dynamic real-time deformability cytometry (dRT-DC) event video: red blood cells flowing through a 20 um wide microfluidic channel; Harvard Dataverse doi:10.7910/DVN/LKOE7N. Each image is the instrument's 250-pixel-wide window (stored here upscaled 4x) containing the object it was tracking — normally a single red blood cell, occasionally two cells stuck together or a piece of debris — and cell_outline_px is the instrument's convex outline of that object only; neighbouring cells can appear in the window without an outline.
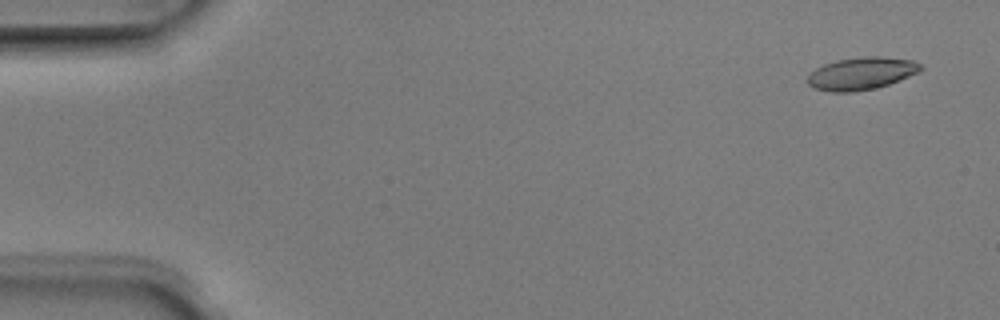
{"species": "Egyptian fruit bat (a non-hibernating species)", "species_latin": "Rousettus aegyptiacus", "temperature_condition": "room temperature", "stored_images_in_passage": 6, "camera_frame_rate_fps": 3000, "um_per_image_px": 0.085, "animal": {"sex": "male"}, "frame": {"image": 1, "passage_image": 1, "time_ms": 0.0, "image_size_px": [1000, 320], "cell_outline_px": [[924, 68], [920, 72], [888, 84], [876, 88], [852, 92], [828, 92], [812, 88], [808, 84], [808, 76], [816, 68], [824, 64], [836, 60], [864, 56], [880, 56], [912, 60], [920, 64]], "centroid_in_image_um": [73.21, 6.25], "position_along_channel_um": 11.8, "area_um2": 21.5}}
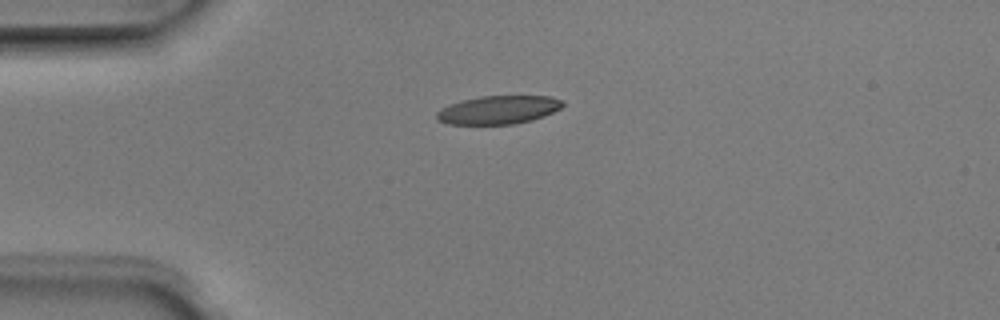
{"frame": {"image": 2, "passage_image": 4, "time_ms": 1.0, "image_size_px": [1000, 320], "cell_outline_px": [[564, 104], [560, 108], [544, 116], [532, 120], [516, 124], [448, 124], [436, 120], [436, 112], [440, 108], [464, 100], [480, 96], [552, 96], [564, 100]], "centroid_in_image_um": [42.38, 9.34], "position_along_channel_um": 42.6, "area_um2": 20.87}}
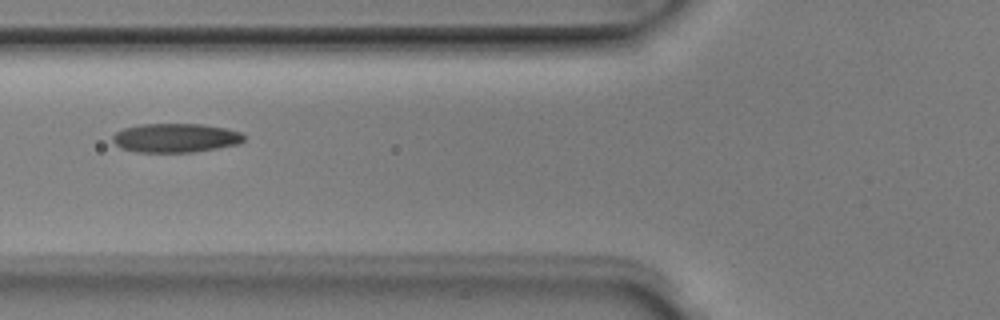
{"frame": {"image": 3, "passage_image": 6, "time_ms": 1.667, "image_size_px": [1000, 320], "cell_outline_px": [[244, 140], [240, 144], [192, 152], [136, 152], [120, 148], [112, 140], [112, 136], [116, 132], [124, 128], [140, 124], [204, 124], [228, 128], [240, 132], [244, 136]], "centroid_in_image_um": [14.93, 11.72], "position_along_channel_um": 110.9, "area_um2": 22.31}}